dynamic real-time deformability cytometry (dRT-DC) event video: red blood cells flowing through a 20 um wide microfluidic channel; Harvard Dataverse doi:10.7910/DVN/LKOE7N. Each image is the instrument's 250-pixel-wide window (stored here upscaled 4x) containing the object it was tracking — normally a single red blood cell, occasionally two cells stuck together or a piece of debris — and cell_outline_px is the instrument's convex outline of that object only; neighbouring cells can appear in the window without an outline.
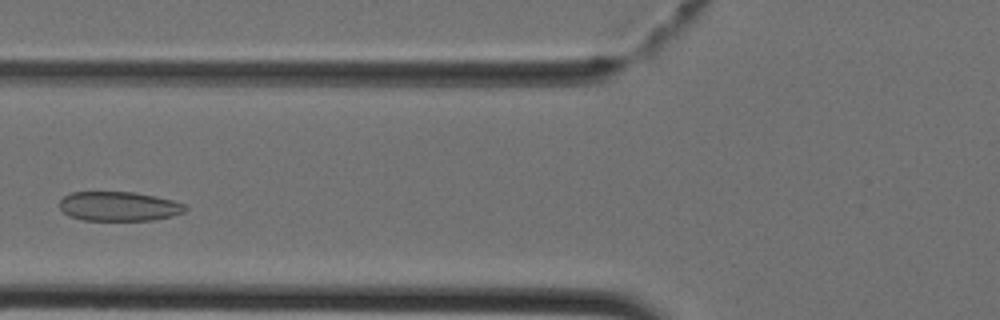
{"species": "Egyptian fruit bat (a non-hibernating species)", "species_latin": "Rousettus aegyptiacus", "temperature_condition": "cold", "stored_images_in_passage": 36, "camera_frame_rate_fps": 3000, "um_per_image_px": 0.085, "animal": {"sex": "female"}, "frame": {"image": 1, "passage_image": 10, "time_ms": 3.0, "image_size_px": [1000, 320], "cell_outline_px": [[188, 208], [184, 212], [172, 216], [152, 220], [84, 220], [68, 216], [60, 208], [60, 200], [64, 196], [72, 192], [132, 192], [156, 196], [172, 200], [184, 204]], "centroid_in_image_um": [10.1, 17.54], "position_along_channel_um": 115.7, "area_um2": 21.5}}
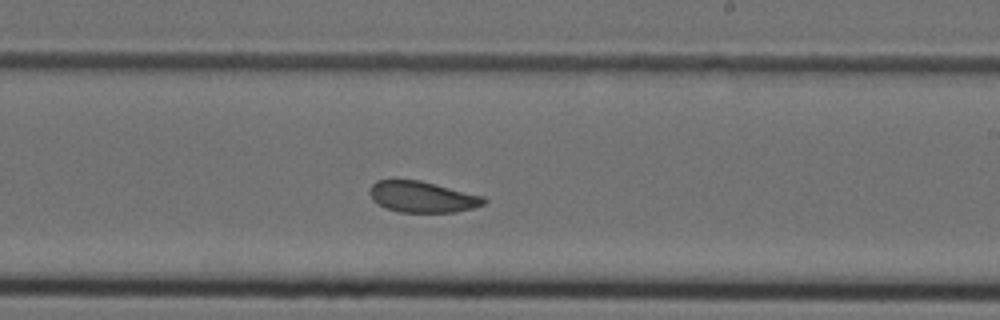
{"frame": {"image": 2, "passage_image": 19, "time_ms": 6.0, "image_size_px": [1000, 320], "cell_outline_px": [[488, 200], [484, 204], [472, 208], [456, 212], [400, 212], [388, 208], [372, 200], [368, 192], [372, 184], [376, 180], [420, 180], [484, 196]], "centroid_in_image_um": [35.91, 16.73], "position_along_channel_um": 253.1, "area_um2": 20.63}}
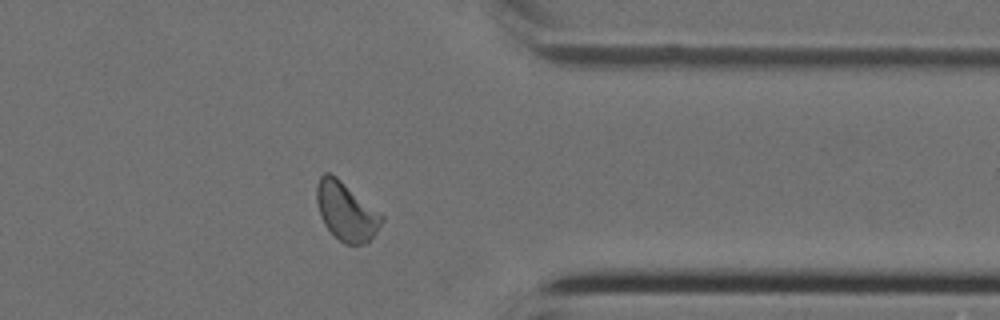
{"frame": {"image": 3, "passage_image": 28, "time_ms": 9.0, "image_size_px": [1000, 320], "cell_outline_px": [[384, 220], [376, 232], [364, 244], [344, 244], [324, 224], [320, 216], [316, 200], [316, 184], [320, 176], [324, 172], [328, 172], [336, 176], [384, 216]], "centroid_in_image_um": [29.4, 17.94], "position_along_channel_um": 382.0, "area_um2": 21.91}}